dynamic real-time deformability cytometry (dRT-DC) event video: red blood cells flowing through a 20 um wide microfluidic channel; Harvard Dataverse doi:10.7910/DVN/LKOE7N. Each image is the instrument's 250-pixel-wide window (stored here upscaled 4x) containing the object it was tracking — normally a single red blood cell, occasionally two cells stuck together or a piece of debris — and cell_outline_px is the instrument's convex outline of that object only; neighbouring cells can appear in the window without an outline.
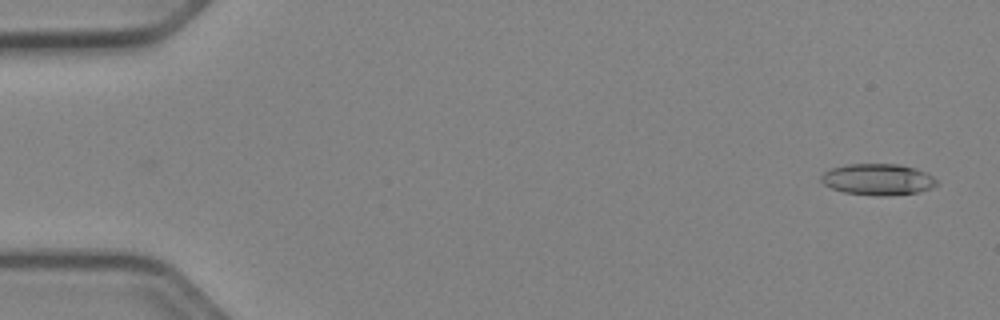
{"species": "Egyptian fruit bat (a non-hibernating species)", "species_latin": "Rousettus aegyptiacus", "temperature_condition": "cold", "stored_images_in_passage": 51, "camera_frame_rate_fps": 3000, "um_per_image_px": 0.085, "animal": {"sex": "female"}, "frame": {"image": 1, "passage_image": 2, "time_ms": 0.333, "image_size_px": [1000, 320], "cell_outline_px": [[936, 184], [932, 188], [920, 192], [884, 196], [876, 196], [844, 192], [832, 188], [824, 184], [820, 180], [820, 176], [824, 172], [832, 168], [848, 164], [900, 164], [916, 168], [928, 172], [936, 180]], "centroid_in_image_um": [74.63, 15.25], "position_along_channel_um": 10.4, "area_um2": 21.21}}
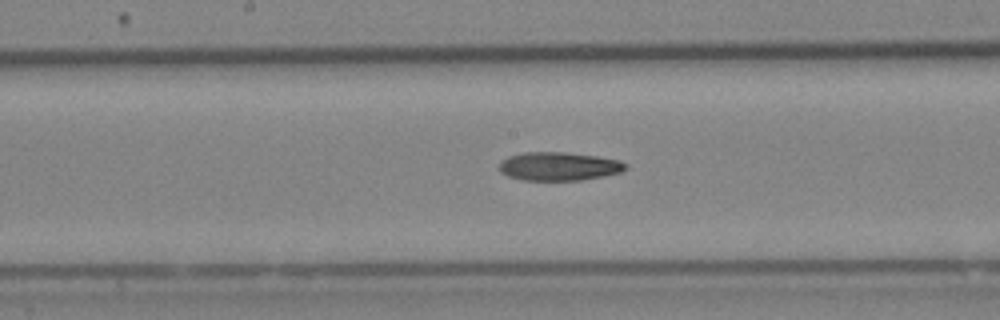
{"frame": {"image": 2, "passage_image": 27, "time_ms": 8.667, "image_size_px": [1000, 320], "cell_outline_px": [[628, 168], [620, 172], [580, 180], [524, 180], [508, 176], [500, 172], [500, 164], [508, 156], [524, 152], [564, 152], [596, 156], [620, 160], [628, 164]], "centroid_in_image_um": [47.52, 14.13], "position_along_channel_um": 200.7, "area_um2": 20.81}}
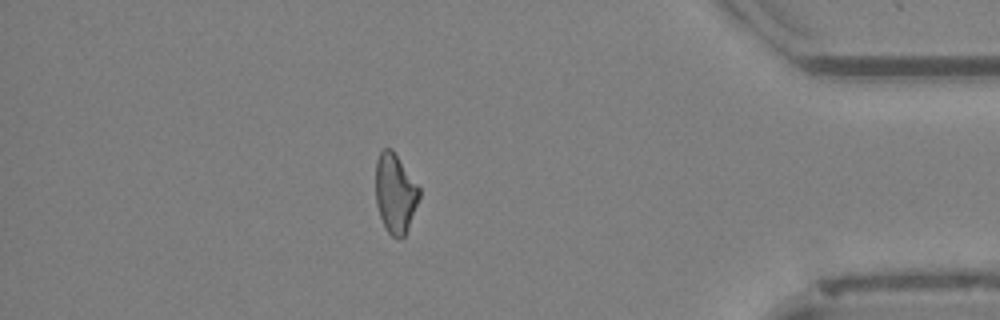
{"frame": {"image": 3, "passage_image": 45, "time_ms": 14.667, "image_size_px": [1000, 320], "cell_outline_px": [[420, 196], [408, 228], [404, 236], [400, 240], [392, 236], [388, 232], [380, 216], [376, 204], [376, 160], [380, 152], [384, 148], [392, 148], [420, 188]], "centroid_in_image_um": [33.59, 16.42], "position_along_channel_um": 401.6, "area_um2": 20.11}, "authors_computed_cell_mechanics": {"area_um2": 20.9236, "velocity_mm_per_s": 3.9644, "shape_relaxation_time_tau1_ms": 8.499, "shape_relaxation_time_tau2_ms": 7.5933, "deformation_change_tau1": 0.2047, "deformation_change_tau2": 0.2022}}